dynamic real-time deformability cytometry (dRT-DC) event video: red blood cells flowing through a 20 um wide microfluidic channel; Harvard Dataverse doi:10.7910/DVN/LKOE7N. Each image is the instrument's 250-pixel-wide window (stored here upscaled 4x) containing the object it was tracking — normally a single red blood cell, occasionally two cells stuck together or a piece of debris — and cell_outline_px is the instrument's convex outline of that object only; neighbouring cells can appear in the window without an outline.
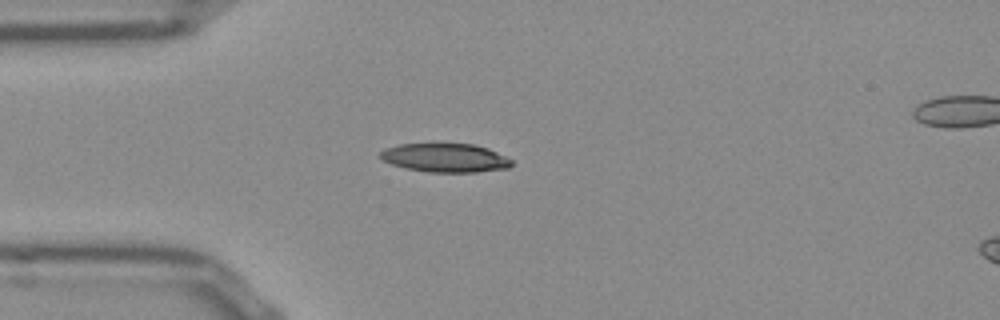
{"species": "Egyptian fruit bat (a non-hibernating species)", "species_latin": "Rousettus aegyptiacus", "temperature_condition": "room temperature", "stored_images_in_passage": 39, "camera_frame_rate_fps": 3000, "um_per_image_px": 0.085, "frame": {"image": 1, "passage_image": 1, "time_ms": 0.0, "image_size_px": [1000, 320], "cell_outline_px": [[512, 164], [508, 168], [476, 172], [428, 172], [408, 168], [392, 164], [384, 160], [380, 156], [380, 152], [384, 148], [400, 144], [432, 140], [472, 144], [488, 148], [512, 160]], "centroid_in_image_um": [37.81, 13.35], "position_along_channel_um": 47.2, "area_um2": 22.77}}
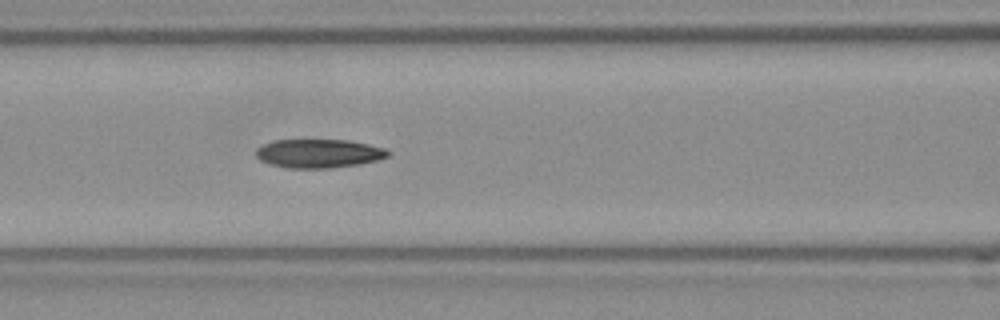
{"frame": {"image": 2, "passage_image": 9, "time_ms": 2.667, "image_size_px": [1000, 320], "cell_outline_px": [[388, 156], [376, 160], [356, 164], [332, 168], [288, 168], [272, 164], [260, 160], [256, 156], [256, 148], [272, 140], [348, 140], [368, 144], [384, 148], [388, 152]], "centroid_in_image_um": [27.05, 13.04], "position_along_channel_um": 139.5, "area_um2": 21.85}}
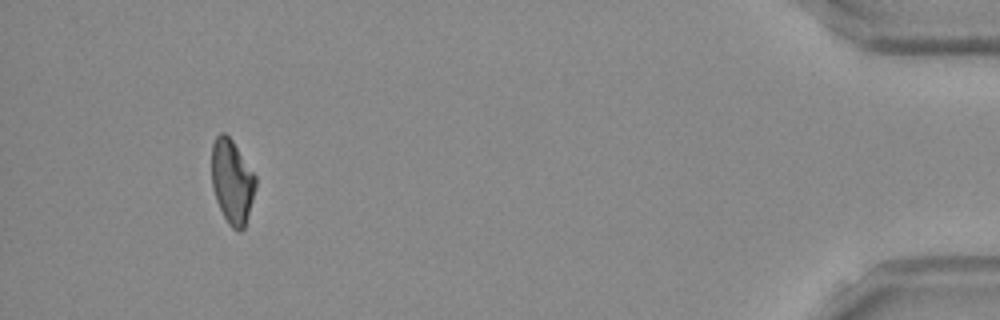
{"frame": {"image": 3, "passage_image": 36, "time_ms": 11.667, "image_size_px": [1000, 320], "cell_outline_px": [[256, 188], [244, 228], [240, 232], [232, 228], [228, 224], [216, 200], [212, 188], [212, 144], [216, 136], [220, 132], [224, 132], [232, 140], [256, 176]], "centroid_in_image_um": [19.72, 15.43], "position_along_channel_um": 415.5, "area_um2": 21.5}, "authors_computed_cell_mechanics": {"area_um2": 22.4264, "velocity_mm_per_s": 3.8833, "shape_relaxation_time_tau1_ms": null, "shape_relaxation_time_tau2_ms": 7.0515, "deformation_change_tau1": null, "deformation_change_tau2": 0.1619}}